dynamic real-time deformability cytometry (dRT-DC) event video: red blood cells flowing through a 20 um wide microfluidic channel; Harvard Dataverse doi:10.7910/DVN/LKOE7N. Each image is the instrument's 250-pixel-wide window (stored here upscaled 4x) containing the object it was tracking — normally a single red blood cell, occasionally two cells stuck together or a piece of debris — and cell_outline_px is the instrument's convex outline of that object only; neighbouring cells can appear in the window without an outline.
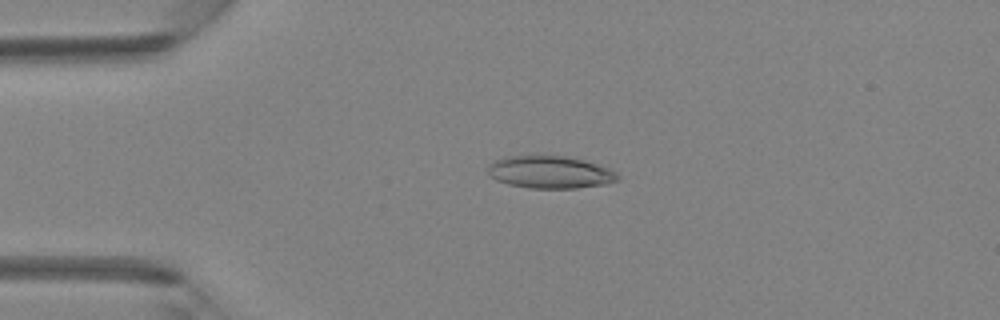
{"species": "Egyptian fruit bat (a non-hibernating species)", "species_latin": "Rousettus aegyptiacus", "temperature_condition": "room temperature", "stored_images_in_passage": 43, "camera_frame_rate_fps": 3000, "um_per_image_px": 0.085, "animal": {"sex": "female"}, "frame": {"image": 1, "passage_image": 10, "time_ms": 3.0, "image_size_px": [1000, 320], "cell_outline_px": [[620, 180], [604, 184], [576, 188], [532, 188], [508, 184], [496, 180], [488, 172], [488, 168], [496, 160], [508, 156], [568, 156], [584, 160], [608, 168], [616, 172], [620, 176]], "centroid_in_image_um": [46.8, 14.64], "position_along_channel_um": 38.2, "area_um2": 24.28}}
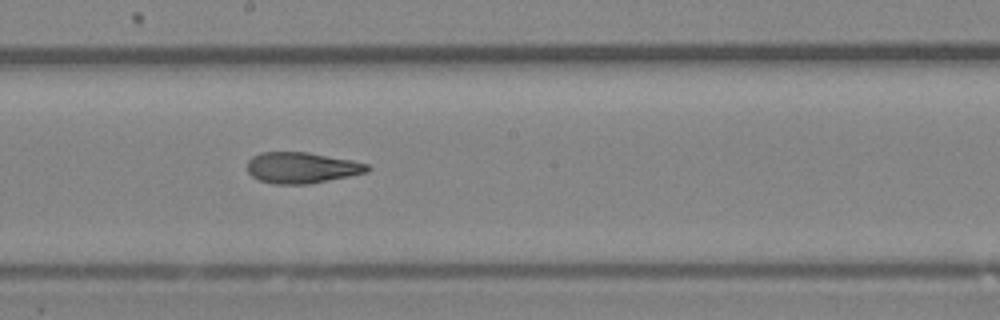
{"frame": {"image": 2, "passage_image": 24, "time_ms": 7.667, "image_size_px": [1000, 320], "cell_outline_px": [[372, 168], [368, 172], [308, 184], [272, 184], [260, 180], [252, 176], [248, 172], [248, 160], [252, 156], [260, 152], [308, 152], [352, 160], [368, 164]], "centroid_in_image_um": [25.65, 14.25], "position_along_channel_um": 222.6, "area_um2": 21.73}}
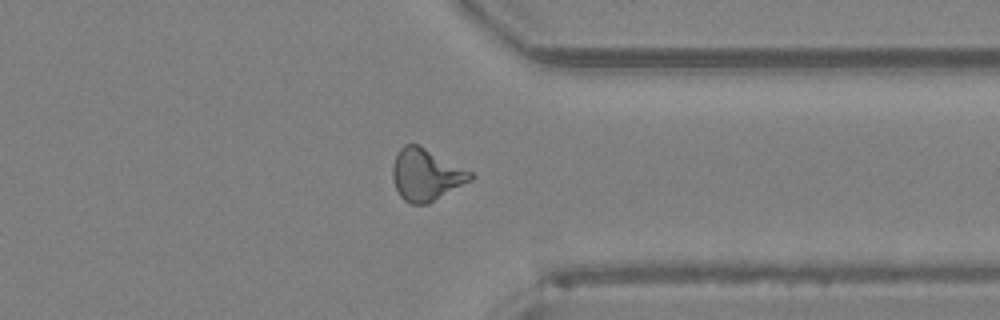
{"frame": {"image": 3, "passage_image": 34, "time_ms": 11.0, "image_size_px": [1000, 320], "cell_outline_px": [[472, 180], [428, 204], [412, 204], [404, 200], [400, 196], [396, 188], [392, 176], [392, 168], [396, 152], [404, 144], [420, 144], [472, 172]], "centroid_in_image_um": [36.19, 14.84], "position_along_channel_um": 375.2, "area_um2": 23.64}}